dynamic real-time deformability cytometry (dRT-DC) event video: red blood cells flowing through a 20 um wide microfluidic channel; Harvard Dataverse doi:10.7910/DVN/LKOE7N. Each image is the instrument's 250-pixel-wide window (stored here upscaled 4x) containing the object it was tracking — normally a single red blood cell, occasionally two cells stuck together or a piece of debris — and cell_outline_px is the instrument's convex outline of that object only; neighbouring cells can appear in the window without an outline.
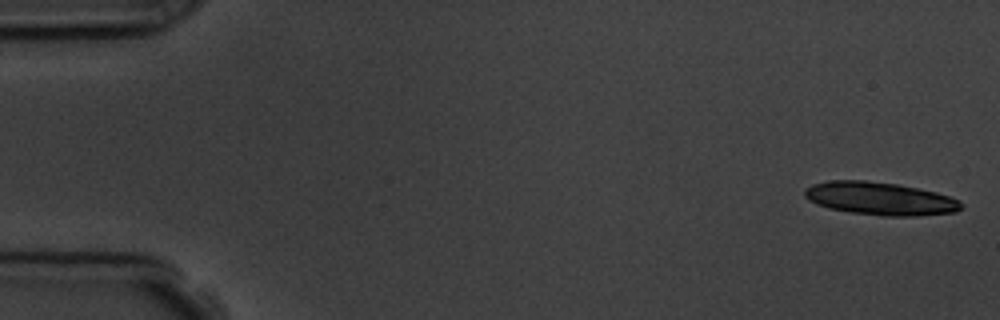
{"species": "common noctule bat (a hibernating species)", "species_latin": "Nyctalus noctula", "temperature_condition": "room temperature", "stored_images_in_passage": 6, "camera_frame_rate_fps": 3000, "um_per_image_px": 0.085, "animal": {"sex": "male", "body_mass_g": 19.5, "forearm_length_mm": 54.6}, "frame": {"image": 1, "passage_image": 1, "time_ms": 0.0, "image_size_px": [1000, 320], "cell_outline_px": [[964, 208], [956, 212], [916, 216], [884, 216], [852, 212], [828, 208], [816, 204], [804, 196], [804, 188], [812, 184], [828, 180], [864, 180], [896, 184], [936, 192], [960, 200], [964, 204]], "centroid_in_image_um": [74.81, 16.88], "position_along_channel_um": 10.2, "area_um2": 30.17}}
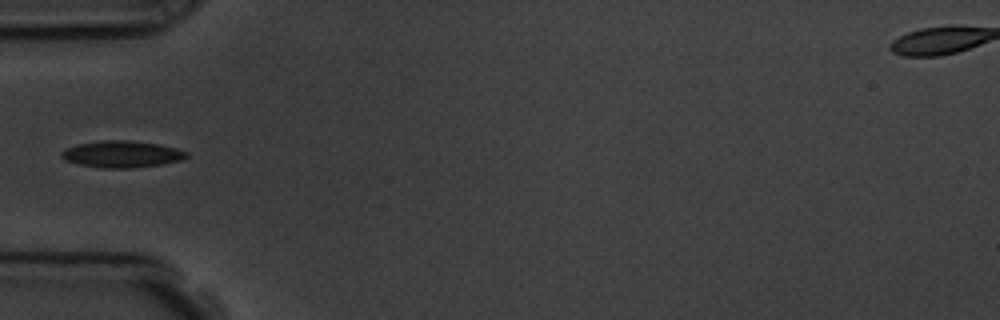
{"frame": {"image": 2, "passage_image": 6, "time_ms": 5.667, "image_size_px": [1000, 320], "cell_outline_px": [[188, 156], [180, 160], [160, 164], [128, 168], [104, 168], [80, 164], [68, 160], [60, 156], [60, 152], [76, 144], [100, 140], [128, 140], [160, 144], [176, 148], [188, 152]], "centroid_in_image_um": [10.36, 13.08], "position_along_channel_um": 74.6, "area_um2": 19.25}}